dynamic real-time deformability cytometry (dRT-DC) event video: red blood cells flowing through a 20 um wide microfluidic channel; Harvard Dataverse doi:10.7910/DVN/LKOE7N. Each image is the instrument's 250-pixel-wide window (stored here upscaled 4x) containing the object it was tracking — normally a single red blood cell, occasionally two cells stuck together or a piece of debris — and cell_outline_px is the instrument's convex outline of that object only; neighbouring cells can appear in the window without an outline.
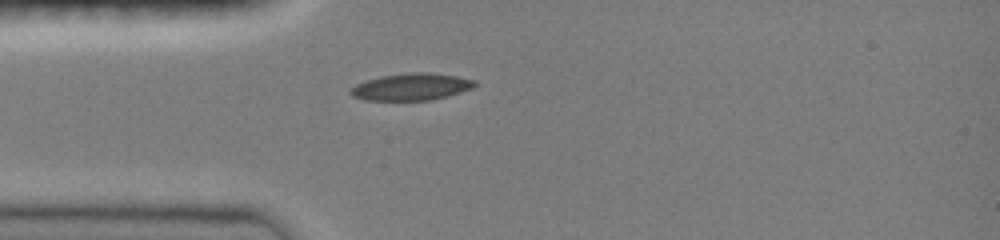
{"species": "common noctule bat (a hibernating species)", "species_latin": "Nyctalus noctula", "temperature_condition": "room temperature", "stored_images_in_passage": 3, "camera_frame_rate_fps": 3000, "um_per_image_px": 0.085, "animal": {"sex": "female", "body_mass_g": 19.0, "forearm_length_mm": 51.5}, "frame": {"image": 1, "passage_image": 1, "time_ms": 0.0, "image_size_px": [1000, 240], "cell_outline_px": [[476, 84], [472, 88], [448, 96], [428, 100], [364, 100], [352, 96], [348, 92], [356, 84], [364, 80], [380, 76], [408, 72], [428, 72], [456, 76], [476, 80]], "centroid_in_image_um": [34.93, 7.37], "position_along_channel_um": 50.1, "area_um2": 19.59}}
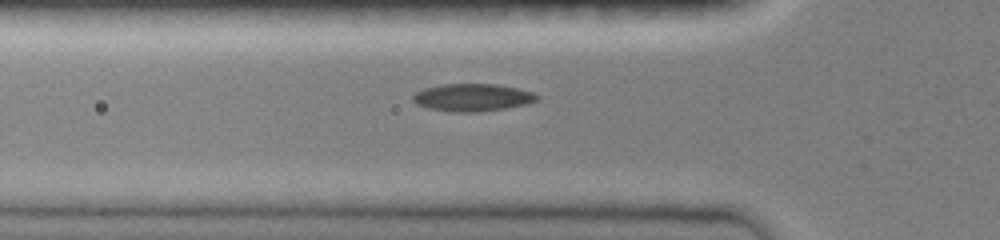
{"frame": {"image": 2, "passage_image": 3, "time_ms": 0.667, "image_size_px": [1000, 240], "cell_outline_px": [[540, 100], [528, 104], [508, 108], [480, 112], [452, 112], [428, 108], [416, 104], [412, 100], [412, 96], [416, 92], [424, 88], [444, 84], [496, 84], [516, 88], [532, 92], [540, 96]], "centroid_in_image_um": [40.19, 8.29], "position_along_channel_um": 85.6, "area_um2": 20.11}}